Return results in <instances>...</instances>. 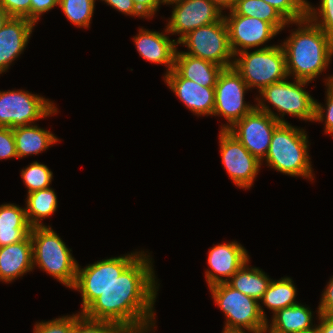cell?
Segmentation results:
<instances>
[{
	"label": "cell",
	"mask_w": 333,
	"mask_h": 333,
	"mask_svg": "<svg viewBox=\"0 0 333 333\" xmlns=\"http://www.w3.org/2000/svg\"><path fill=\"white\" fill-rule=\"evenodd\" d=\"M152 260L143 251L82 314L117 326L151 325L159 289Z\"/></svg>",
	"instance_id": "obj_1"
},
{
	"label": "cell",
	"mask_w": 333,
	"mask_h": 333,
	"mask_svg": "<svg viewBox=\"0 0 333 333\" xmlns=\"http://www.w3.org/2000/svg\"><path fill=\"white\" fill-rule=\"evenodd\" d=\"M298 26L281 43L286 56L288 77L312 82L332 61L333 37L308 18L292 22Z\"/></svg>",
	"instance_id": "obj_2"
},
{
	"label": "cell",
	"mask_w": 333,
	"mask_h": 333,
	"mask_svg": "<svg viewBox=\"0 0 333 333\" xmlns=\"http://www.w3.org/2000/svg\"><path fill=\"white\" fill-rule=\"evenodd\" d=\"M306 131L290 123H280L273 131L265 161L268 167L291 177L314 179Z\"/></svg>",
	"instance_id": "obj_3"
},
{
	"label": "cell",
	"mask_w": 333,
	"mask_h": 333,
	"mask_svg": "<svg viewBox=\"0 0 333 333\" xmlns=\"http://www.w3.org/2000/svg\"><path fill=\"white\" fill-rule=\"evenodd\" d=\"M33 267L40 268L68 288H72L78 262L51 226L32 227Z\"/></svg>",
	"instance_id": "obj_4"
},
{
	"label": "cell",
	"mask_w": 333,
	"mask_h": 333,
	"mask_svg": "<svg viewBox=\"0 0 333 333\" xmlns=\"http://www.w3.org/2000/svg\"><path fill=\"white\" fill-rule=\"evenodd\" d=\"M289 77L264 87L259 92V98H255L256 108L273 116L280 123H287L284 115L288 114L301 120L314 121L316 100L305 90L309 81L294 79L287 81ZM270 103L278 113H274L271 107L265 104Z\"/></svg>",
	"instance_id": "obj_5"
},
{
	"label": "cell",
	"mask_w": 333,
	"mask_h": 333,
	"mask_svg": "<svg viewBox=\"0 0 333 333\" xmlns=\"http://www.w3.org/2000/svg\"><path fill=\"white\" fill-rule=\"evenodd\" d=\"M233 68L240 74L249 89H258L288 78L286 56L282 45H266L250 52L234 55Z\"/></svg>",
	"instance_id": "obj_6"
},
{
	"label": "cell",
	"mask_w": 333,
	"mask_h": 333,
	"mask_svg": "<svg viewBox=\"0 0 333 333\" xmlns=\"http://www.w3.org/2000/svg\"><path fill=\"white\" fill-rule=\"evenodd\" d=\"M208 289L226 317L224 329L258 333L266 328L267 315L257 300L234 289L227 282L214 284Z\"/></svg>",
	"instance_id": "obj_7"
},
{
	"label": "cell",
	"mask_w": 333,
	"mask_h": 333,
	"mask_svg": "<svg viewBox=\"0 0 333 333\" xmlns=\"http://www.w3.org/2000/svg\"><path fill=\"white\" fill-rule=\"evenodd\" d=\"M135 251L126 255L99 260L81 268L78 264L76 279L71 289L82 296V314L108 286L142 253Z\"/></svg>",
	"instance_id": "obj_8"
},
{
	"label": "cell",
	"mask_w": 333,
	"mask_h": 333,
	"mask_svg": "<svg viewBox=\"0 0 333 333\" xmlns=\"http://www.w3.org/2000/svg\"><path fill=\"white\" fill-rule=\"evenodd\" d=\"M57 112L54 102L43 96L25 90L0 91V127L31 125Z\"/></svg>",
	"instance_id": "obj_9"
},
{
	"label": "cell",
	"mask_w": 333,
	"mask_h": 333,
	"mask_svg": "<svg viewBox=\"0 0 333 333\" xmlns=\"http://www.w3.org/2000/svg\"><path fill=\"white\" fill-rule=\"evenodd\" d=\"M177 44L187 47V52L182 51L185 54L211 61L223 68L233 66L234 54L224 18L191 31Z\"/></svg>",
	"instance_id": "obj_10"
},
{
	"label": "cell",
	"mask_w": 333,
	"mask_h": 333,
	"mask_svg": "<svg viewBox=\"0 0 333 333\" xmlns=\"http://www.w3.org/2000/svg\"><path fill=\"white\" fill-rule=\"evenodd\" d=\"M249 90L246 82L232 67L223 68L215 85V103L213 116H222L227 120L220 129H229L236 121L249 114L256 105L246 104L245 93Z\"/></svg>",
	"instance_id": "obj_11"
},
{
	"label": "cell",
	"mask_w": 333,
	"mask_h": 333,
	"mask_svg": "<svg viewBox=\"0 0 333 333\" xmlns=\"http://www.w3.org/2000/svg\"><path fill=\"white\" fill-rule=\"evenodd\" d=\"M221 160L232 182L239 188L250 189L262 166L241 142L227 129H220Z\"/></svg>",
	"instance_id": "obj_12"
},
{
	"label": "cell",
	"mask_w": 333,
	"mask_h": 333,
	"mask_svg": "<svg viewBox=\"0 0 333 333\" xmlns=\"http://www.w3.org/2000/svg\"><path fill=\"white\" fill-rule=\"evenodd\" d=\"M280 124L273 116L256 107L241 120L236 121L229 129L241 144L259 161H262L269 150L273 131Z\"/></svg>",
	"instance_id": "obj_13"
},
{
	"label": "cell",
	"mask_w": 333,
	"mask_h": 333,
	"mask_svg": "<svg viewBox=\"0 0 333 333\" xmlns=\"http://www.w3.org/2000/svg\"><path fill=\"white\" fill-rule=\"evenodd\" d=\"M168 19L167 30L179 34L177 43L191 31L217 22L223 18V11L212 0H179Z\"/></svg>",
	"instance_id": "obj_14"
},
{
	"label": "cell",
	"mask_w": 333,
	"mask_h": 333,
	"mask_svg": "<svg viewBox=\"0 0 333 333\" xmlns=\"http://www.w3.org/2000/svg\"><path fill=\"white\" fill-rule=\"evenodd\" d=\"M223 18L234 55L245 50L258 48L279 34L270 23L258 18L237 15L232 10H229L228 15H223Z\"/></svg>",
	"instance_id": "obj_15"
},
{
	"label": "cell",
	"mask_w": 333,
	"mask_h": 333,
	"mask_svg": "<svg viewBox=\"0 0 333 333\" xmlns=\"http://www.w3.org/2000/svg\"><path fill=\"white\" fill-rule=\"evenodd\" d=\"M247 250L238 242L217 244L210 247L205 278L209 286L227 282L249 260Z\"/></svg>",
	"instance_id": "obj_16"
},
{
	"label": "cell",
	"mask_w": 333,
	"mask_h": 333,
	"mask_svg": "<svg viewBox=\"0 0 333 333\" xmlns=\"http://www.w3.org/2000/svg\"><path fill=\"white\" fill-rule=\"evenodd\" d=\"M170 90L197 116H213L215 87H204L194 81L181 77L174 69L164 75Z\"/></svg>",
	"instance_id": "obj_17"
},
{
	"label": "cell",
	"mask_w": 333,
	"mask_h": 333,
	"mask_svg": "<svg viewBox=\"0 0 333 333\" xmlns=\"http://www.w3.org/2000/svg\"><path fill=\"white\" fill-rule=\"evenodd\" d=\"M164 32L139 28V33L133 37V40L139 55L151 63L167 66V71L165 72L167 74L174 69V59L178 44L175 39L171 40L167 36L170 35L167 27Z\"/></svg>",
	"instance_id": "obj_18"
},
{
	"label": "cell",
	"mask_w": 333,
	"mask_h": 333,
	"mask_svg": "<svg viewBox=\"0 0 333 333\" xmlns=\"http://www.w3.org/2000/svg\"><path fill=\"white\" fill-rule=\"evenodd\" d=\"M34 27L26 18L11 17L0 29V74L26 49Z\"/></svg>",
	"instance_id": "obj_19"
},
{
	"label": "cell",
	"mask_w": 333,
	"mask_h": 333,
	"mask_svg": "<svg viewBox=\"0 0 333 333\" xmlns=\"http://www.w3.org/2000/svg\"><path fill=\"white\" fill-rule=\"evenodd\" d=\"M33 269L30 235L21 242L0 247V281L11 283Z\"/></svg>",
	"instance_id": "obj_20"
},
{
	"label": "cell",
	"mask_w": 333,
	"mask_h": 333,
	"mask_svg": "<svg viewBox=\"0 0 333 333\" xmlns=\"http://www.w3.org/2000/svg\"><path fill=\"white\" fill-rule=\"evenodd\" d=\"M174 70L183 78L204 87H215L223 67L198 57L188 55L176 49Z\"/></svg>",
	"instance_id": "obj_21"
},
{
	"label": "cell",
	"mask_w": 333,
	"mask_h": 333,
	"mask_svg": "<svg viewBox=\"0 0 333 333\" xmlns=\"http://www.w3.org/2000/svg\"><path fill=\"white\" fill-rule=\"evenodd\" d=\"M25 207L14 203L0 205V247L23 241L31 232Z\"/></svg>",
	"instance_id": "obj_22"
},
{
	"label": "cell",
	"mask_w": 333,
	"mask_h": 333,
	"mask_svg": "<svg viewBox=\"0 0 333 333\" xmlns=\"http://www.w3.org/2000/svg\"><path fill=\"white\" fill-rule=\"evenodd\" d=\"M266 329L272 333H300L316 326L313 325V312L306 305L298 303L276 311Z\"/></svg>",
	"instance_id": "obj_23"
},
{
	"label": "cell",
	"mask_w": 333,
	"mask_h": 333,
	"mask_svg": "<svg viewBox=\"0 0 333 333\" xmlns=\"http://www.w3.org/2000/svg\"><path fill=\"white\" fill-rule=\"evenodd\" d=\"M18 159L28 155H37L56 144L59 140L50 130L37 124L13 128Z\"/></svg>",
	"instance_id": "obj_24"
},
{
	"label": "cell",
	"mask_w": 333,
	"mask_h": 333,
	"mask_svg": "<svg viewBox=\"0 0 333 333\" xmlns=\"http://www.w3.org/2000/svg\"><path fill=\"white\" fill-rule=\"evenodd\" d=\"M249 261L247 260L227 283L259 302L272 279L262 269L249 266Z\"/></svg>",
	"instance_id": "obj_25"
},
{
	"label": "cell",
	"mask_w": 333,
	"mask_h": 333,
	"mask_svg": "<svg viewBox=\"0 0 333 333\" xmlns=\"http://www.w3.org/2000/svg\"><path fill=\"white\" fill-rule=\"evenodd\" d=\"M57 195L51 187L27 194L25 212L31 227L47 226L42 223L58 208Z\"/></svg>",
	"instance_id": "obj_26"
},
{
	"label": "cell",
	"mask_w": 333,
	"mask_h": 333,
	"mask_svg": "<svg viewBox=\"0 0 333 333\" xmlns=\"http://www.w3.org/2000/svg\"><path fill=\"white\" fill-rule=\"evenodd\" d=\"M232 11L237 15L258 18L270 23L279 33L292 24L277 9L263 0H237Z\"/></svg>",
	"instance_id": "obj_27"
},
{
	"label": "cell",
	"mask_w": 333,
	"mask_h": 333,
	"mask_svg": "<svg viewBox=\"0 0 333 333\" xmlns=\"http://www.w3.org/2000/svg\"><path fill=\"white\" fill-rule=\"evenodd\" d=\"M290 277L280 280H271L266 292L259 301L274 314L280 309L298 304L296 299L297 288Z\"/></svg>",
	"instance_id": "obj_28"
},
{
	"label": "cell",
	"mask_w": 333,
	"mask_h": 333,
	"mask_svg": "<svg viewBox=\"0 0 333 333\" xmlns=\"http://www.w3.org/2000/svg\"><path fill=\"white\" fill-rule=\"evenodd\" d=\"M96 0H59L58 6L74 26L89 28Z\"/></svg>",
	"instance_id": "obj_29"
},
{
	"label": "cell",
	"mask_w": 333,
	"mask_h": 333,
	"mask_svg": "<svg viewBox=\"0 0 333 333\" xmlns=\"http://www.w3.org/2000/svg\"><path fill=\"white\" fill-rule=\"evenodd\" d=\"M21 178L28 189V193L47 189L53 179V172L44 164L34 161L25 169H21Z\"/></svg>",
	"instance_id": "obj_30"
},
{
	"label": "cell",
	"mask_w": 333,
	"mask_h": 333,
	"mask_svg": "<svg viewBox=\"0 0 333 333\" xmlns=\"http://www.w3.org/2000/svg\"><path fill=\"white\" fill-rule=\"evenodd\" d=\"M317 8L307 2V18L333 37V0H320Z\"/></svg>",
	"instance_id": "obj_31"
},
{
	"label": "cell",
	"mask_w": 333,
	"mask_h": 333,
	"mask_svg": "<svg viewBox=\"0 0 333 333\" xmlns=\"http://www.w3.org/2000/svg\"><path fill=\"white\" fill-rule=\"evenodd\" d=\"M326 106L317 102L315 107V122H325L324 133L333 136V75L326 78ZM325 113V114H324Z\"/></svg>",
	"instance_id": "obj_32"
},
{
	"label": "cell",
	"mask_w": 333,
	"mask_h": 333,
	"mask_svg": "<svg viewBox=\"0 0 333 333\" xmlns=\"http://www.w3.org/2000/svg\"><path fill=\"white\" fill-rule=\"evenodd\" d=\"M277 9L289 22L307 18V0H263Z\"/></svg>",
	"instance_id": "obj_33"
},
{
	"label": "cell",
	"mask_w": 333,
	"mask_h": 333,
	"mask_svg": "<svg viewBox=\"0 0 333 333\" xmlns=\"http://www.w3.org/2000/svg\"><path fill=\"white\" fill-rule=\"evenodd\" d=\"M82 314L65 315L49 321L36 322L33 333H72L75 322Z\"/></svg>",
	"instance_id": "obj_34"
},
{
	"label": "cell",
	"mask_w": 333,
	"mask_h": 333,
	"mask_svg": "<svg viewBox=\"0 0 333 333\" xmlns=\"http://www.w3.org/2000/svg\"><path fill=\"white\" fill-rule=\"evenodd\" d=\"M117 327L112 322L89 319L82 314L75 322L72 333H112Z\"/></svg>",
	"instance_id": "obj_35"
},
{
	"label": "cell",
	"mask_w": 333,
	"mask_h": 333,
	"mask_svg": "<svg viewBox=\"0 0 333 333\" xmlns=\"http://www.w3.org/2000/svg\"><path fill=\"white\" fill-rule=\"evenodd\" d=\"M18 158L13 129L0 127V160Z\"/></svg>",
	"instance_id": "obj_36"
},
{
	"label": "cell",
	"mask_w": 333,
	"mask_h": 333,
	"mask_svg": "<svg viewBox=\"0 0 333 333\" xmlns=\"http://www.w3.org/2000/svg\"><path fill=\"white\" fill-rule=\"evenodd\" d=\"M31 0H0V6L11 17L30 20Z\"/></svg>",
	"instance_id": "obj_37"
},
{
	"label": "cell",
	"mask_w": 333,
	"mask_h": 333,
	"mask_svg": "<svg viewBox=\"0 0 333 333\" xmlns=\"http://www.w3.org/2000/svg\"><path fill=\"white\" fill-rule=\"evenodd\" d=\"M58 2L59 0H31L30 21L36 25L41 15L58 6Z\"/></svg>",
	"instance_id": "obj_38"
},
{
	"label": "cell",
	"mask_w": 333,
	"mask_h": 333,
	"mask_svg": "<svg viewBox=\"0 0 333 333\" xmlns=\"http://www.w3.org/2000/svg\"><path fill=\"white\" fill-rule=\"evenodd\" d=\"M324 291H322V297L318 306L317 316L319 314L333 316V276L330 278L329 282Z\"/></svg>",
	"instance_id": "obj_39"
},
{
	"label": "cell",
	"mask_w": 333,
	"mask_h": 333,
	"mask_svg": "<svg viewBox=\"0 0 333 333\" xmlns=\"http://www.w3.org/2000/svg\"><path fill=\"white\" fill-rule=\"evenodd\" d=\"M104 1L107 5L111 6L113 9L121 12L125 15L136 16L146 18L136 7L132 0H101Z\"/></svg>",
	"instance_id": "obj_40"
},
{
	"label": "cell",
	"mask_w": 333,
	"mask_h": 333,
	"mask_svg": "<svg viewBox=\"0 0 333 333\" xmlns=\"http://www.w3.org/2000/svg\"><path fill=\"white\" fill-rule=\"evenodd\" d=\"M137 9L146 17L151 19L159 11V6L162 4L160 0H132Z\"/></svg>",
	"instance_id": "obj_41"
},
{
	"label": "cell",
	"mask_w": 333,
	"mask_h": 333,
	"mask_svg": "<svg viewBox=\"0 0 333 333\" xmlns=\"http://www.w3.org/2000/svg\"><path fill=\"white\" fill-rule=\"evenodd\" d=\"M155 321L154 319V322L149 326H118L112 333H149L154 330Z\"/></svg>",
	"instance_id": "obj_42"
},
{
	"label": "cell",
	"mask_w": 333,
	"mask_h": 333,
	"mask_svg": "<svg viewBox=\"0 0 333 333\" xmlns=\"http://www.w3.org/2000/svg\"><path fill=\"white\" fill-rule=\"evenodd\" d=\"M318 328L320 333H333V316L318 315Z\"/></svg>",
	"instance_id": "obj_43"
},
{
	"label": "cell",
	"mask_w": 333,
	"mask_h": 333,
	"mask_svg": "<svg viewBox=\"0 0 333 333\" xmlns=\"http://www.w3.org/2000/svg\"><path fill=\"white\" fill-rule=\"evenodd\" d=\"M221 10H232L237 0H212Z\"/></svg>",
	"instance_id": "obj_44"
},
{
	"label": "cell",
	"mask_w": 333,
	"mask_h": 333,
	"mask_svg": "<svg viewBox=\"0 0 333 333\" xmlns=\"http://www.w3.org/2000/svg\"><path fill=\"white\" fill-rule=\"evenodd\" d=\"M10 18L11 16L7 14L5 10L0 6V29L7 23Z\"/></svg>",
	"instance_id": "obj_45"
},
{
	"label": "cell",
	"mask_w": 333,
	"mask_h": 333,
	"mask_svg": "<svg viewBox=\"0 0 333 333\" xmlns=\"http://www.w3.org/2000/svg\"><path fill=\"white\" fill-rule=\"evenodd\" d=\"M300 333H320L318 326H314L313 328L309 330L302 331Z\"/></svg>",
	"instance_id": "obj_46"
},
{
	"label": "cell",
	"mask_w": 333,
	"mask_h": 333,
	"mask_svg": "<svg viewBox=\"0 0 333 333\" xmlns=\"http://www.w3.org/2000/svg\"><path fill=\"white\" fill-rule=\"evenodd\" d=\"M222 333H246V330H227L223 328Z\"/></svg>",
	"instance_id": "obj_47"
},
{
	"label": "cell",
	"mask_w": 333,
	"mask_h": 333,
	"mask_svg": "<svg viewBox=\"0 0 333 333\" xmlns=\"http://www.w3.org/2000/svg\"><path fill=\"white\" fill-rule=\"evenodd\" d=\"M176 1H179V0H160V2H161L163 5H165V4L169 5V4H171V3H173V2H176Z\"/></svg>",
	"instance_id": "obj_48"
},
{
	"label": "cell",
	"mask_w": 333,
	"mask_h": 333,
	"mask_svg": "<svg viewBox=\"0 0 333 333\" xmlns=\"http://www.w3.org/2000/svg\"><path fill=\"white\" fill-rule=\"evenodd\" d=\"M258 333H272V332L265 328L263 330H260Z\"/></svg>",
	"instance_id": "obj_49"
}]
</instances>
